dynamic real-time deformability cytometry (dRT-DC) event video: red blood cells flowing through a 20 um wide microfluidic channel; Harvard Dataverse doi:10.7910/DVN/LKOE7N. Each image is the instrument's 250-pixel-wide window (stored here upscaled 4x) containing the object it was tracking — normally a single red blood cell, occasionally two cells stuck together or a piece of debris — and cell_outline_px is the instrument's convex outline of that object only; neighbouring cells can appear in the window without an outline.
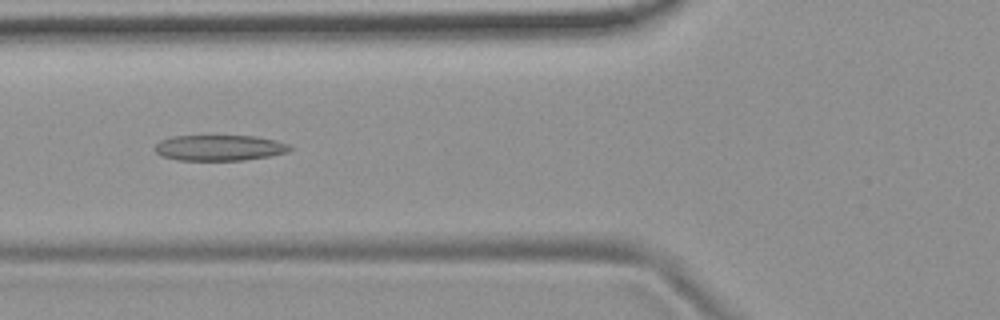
{"species": "common noctule bat (a hibernating species)", "species_latin": "Nyctalus noctula", "temperature_condition": "room temperature", "stored_images_in_passage": 52, "camera_frame_rate_fps": 3000, "um_per_image_px": 0.085, "animal": {"sex": "female", "body_mass_g": 19.9}, "frame": {"image": 1, "passage_image": 19, "time_ms": 6.0, "image_size_px": [1000, 320], "cell_outline_px": [[292, 148], [288, 152], [268, 156], [244, 160], [176, 160], [160, 156], [152, 148], [160, 140], [172, 136], [256, 136], [276, 140], [288, 144]], "centroid_in_image_um": [18.61, 12.56], "position_along_channel_um": 107.2, "area_um2": 20.35}}
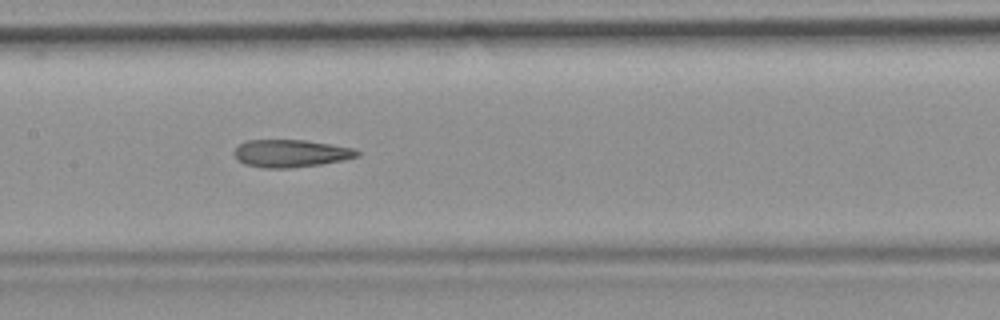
{"frame": {"image": 2, "passage_image": 25, "time_ms": 8.0, "image_size_px": [1000, 320], "cell_outline_px": [[360, 156], [344, 160], [320, 164], [288, 168], [264, 168], [244, 164], [236, 160], [232, 152], [244, 140], [304, 140], [332, 144], [352, 148], [360, 152]], "centroid_in_image_um": [24.68, 13.04], "position_along_channel_um": 182.7, "area_um2": 19.88}}
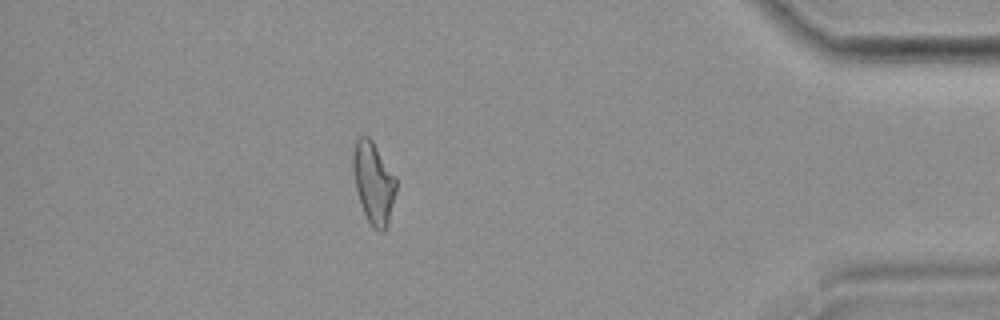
{"frame": {"image": 3, "passage_image": 46, "time_ms": 15.0, "image_size_px": [1000, 320], "cell_outline_px": [[396, 192], [388, 224], [384, 232], [380, 232], [372, 228], [360, 204], [356, 188], [352, 168], [352, 156], [356, 140], [360, 136], [368, 136], [372, 140], [396, 176]], "centroid_in_image_um": [31.75, 15.54], "position_along_channel_um": 403.4, "area_um2": 20.63}, "authors_computed_cell_mechanics": {"area_um2": 20.6635, "velocity_mm_per_s": 3.7597, "shape_relaxation_time_tau1_ms": null, "shape_relaxation_time_tau2_ms": 2.7772, "deformation_change_tau1": null, "deformation_change_tau2": 0.1231}}